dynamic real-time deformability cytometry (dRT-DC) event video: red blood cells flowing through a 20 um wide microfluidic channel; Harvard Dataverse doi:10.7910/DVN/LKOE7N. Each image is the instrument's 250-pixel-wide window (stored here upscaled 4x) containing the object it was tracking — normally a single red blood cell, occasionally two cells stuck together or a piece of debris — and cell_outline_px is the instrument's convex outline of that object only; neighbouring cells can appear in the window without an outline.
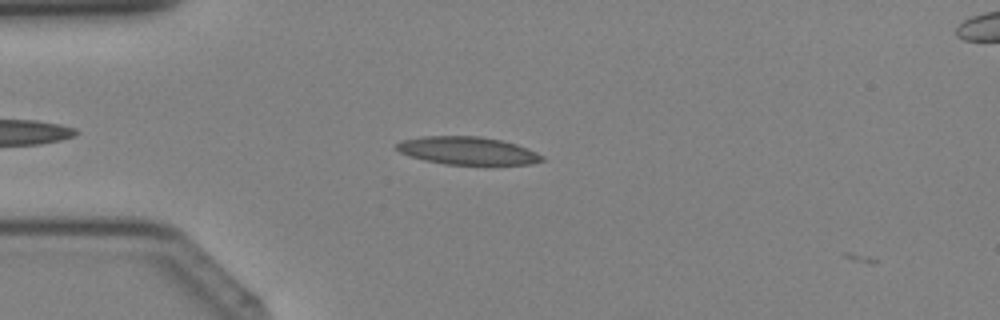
{"species": "Egyptian fruit bat (a non-hibernating species)", "species_latin": "Rousettus aegyptiacus", "temperature_condition": "cold", "stored_images_in_passage": 4, "camera_frame_rate_fps": 3000, "um_per_image_px": 0.085, "animal": {"sex": "female"}, "frame": {"image": 1, "passage_image": 3, "time_ms": 0.667, "image_size_px": [1000, 320], "cell_outline_px": [[544, 160], [532, 164], [444, 164], [424, 160], [400, 152], [396, 148], [396, 144], [400, 140], [424, 136], [480, 136], [500, 140], [516, 144], [528, 148], [544, 156]], "centroid_in_image_um": [39.74, 12.8], "position_along_channel_um": 45.3, "area_um2": 23.47}}